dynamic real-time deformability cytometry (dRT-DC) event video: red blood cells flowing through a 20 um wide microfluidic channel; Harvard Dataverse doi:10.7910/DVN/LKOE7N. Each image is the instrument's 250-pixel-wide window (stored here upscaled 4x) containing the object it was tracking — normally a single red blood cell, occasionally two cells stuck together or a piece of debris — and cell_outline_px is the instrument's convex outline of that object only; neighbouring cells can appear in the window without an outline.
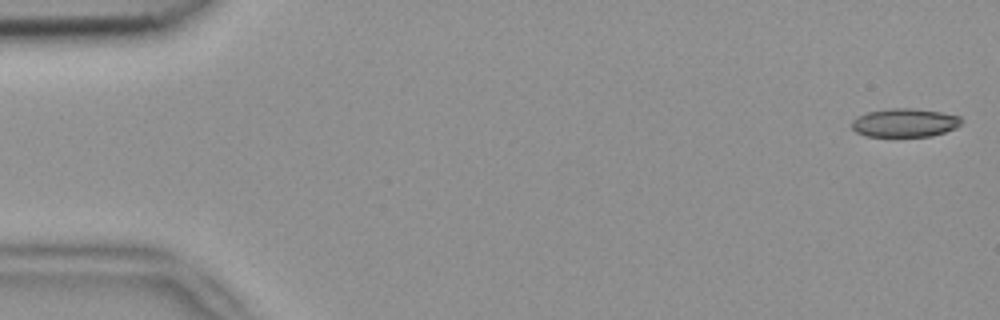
{"species": "common noctule bat (a hibernating species)", "species_latin": "Nyctalus noctula", "temperature_condition": "room temperature", "stored_images_in_passage": 4, "camera_frame_rate_fps": 3000, "um_per_image_px": 0.085, "animal": {"sex": "female", "body_mass_g": 18.4}, "frame": {"image": 1, "passage_image": 1, "time_ms": 0.0, "image_size_px": [1000, 320], "cell_outline_px": [[964, 120], [956, 128], [932, 136], [864, 136], [856, 132], [852, 128], [852, 120], [856, 116], [868, 112], [888, 108], [912, 108], [940, 112], [960, 116]], "centroid_in_image_um": [76.89, 10.43], "position_along_channel_um": 8.1, "area_um2": 18.32}}
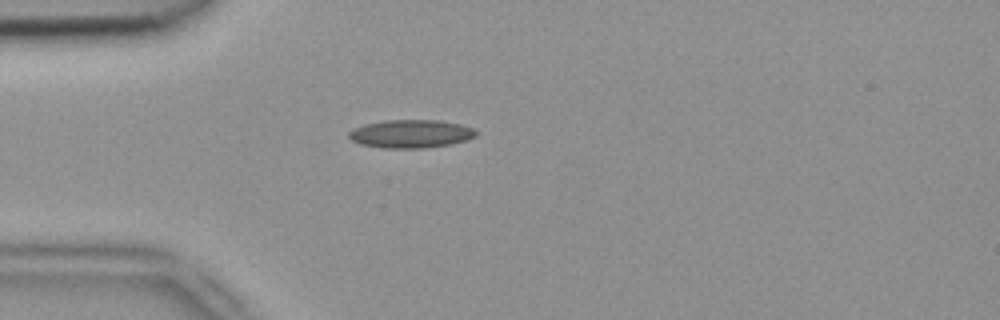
{"frame": {"image": 2, "passage_image": 4, "time_ms": 1.0, "image_size_px": [1000, 320], "cell_outline_px": [[476, 136], [468, 140], [452, 144], [424, 148], [384, 148], [360, 144], [352, 140], [348, 136], [348, 132], [352, 128], [364, 124], [384, 120], [440, 120], [460, 124], [472, 128], [476, 132]], "centroid_in_image_um": [34.91, 11.37], "position_along_channel_um": 50.1, "area_um2": 21.04}}